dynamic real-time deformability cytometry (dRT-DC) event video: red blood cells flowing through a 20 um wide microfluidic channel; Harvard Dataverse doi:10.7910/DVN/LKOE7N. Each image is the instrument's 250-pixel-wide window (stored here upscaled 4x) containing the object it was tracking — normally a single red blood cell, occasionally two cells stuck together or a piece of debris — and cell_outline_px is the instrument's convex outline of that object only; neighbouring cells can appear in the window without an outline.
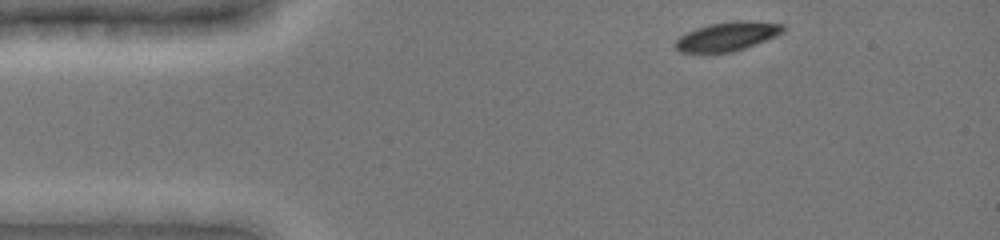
{"species": "common noctule bat (a hibernating species)", "species_latin": "Nyctalus noctula", "temperature_condition": "cold", "stored_images_in_passage": 40, "camera_frame_rate_fps": 3000, "um_per_image_px": 0.085, "animal": {"sex": "female", "body_mass_g": 19.0, "forearm_length_mm": 51.5}, "frame": {"image": 1, "passage_image": 1, "time_ms": 0.0, "image_size_px": [1000, 240], "cell_outline_px": [[784, 32], [776, 36], [756, 44], [732, 52], [680, 52], [676, 48], [676, 40], [680, 36], [696, 28], [708, 24], [740, 20], [744, 20], [784, 24]], "centroid_in_image_um": [61.85, 3.08], "position_along_channel_um": 23.2, "area_um2": 17.98}}
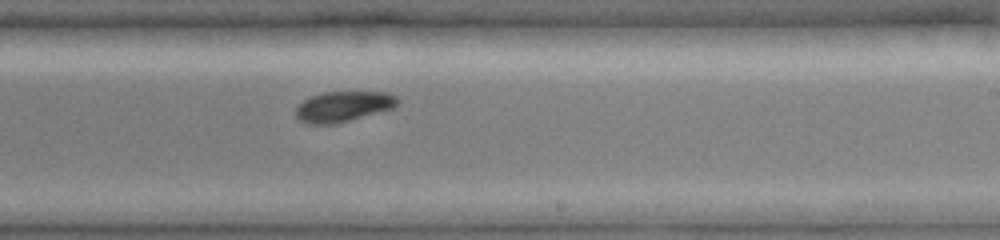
{"frame": {"image": 2, "passage_image": 24, "time_ms": 7.667, "image_size_px": [1000, 240], "cell_outline_px": [[400, 100], [392, 108], [336, 124], [304, 124], [296, 120], [296, 108], [304, 100], [312, 96], [324, 92], [388, 92], [396, 96]], "centroid_in_image_um": [29.14, 9.06], "position_along_channel_um": 259.9, "area_um2": 18.03}}
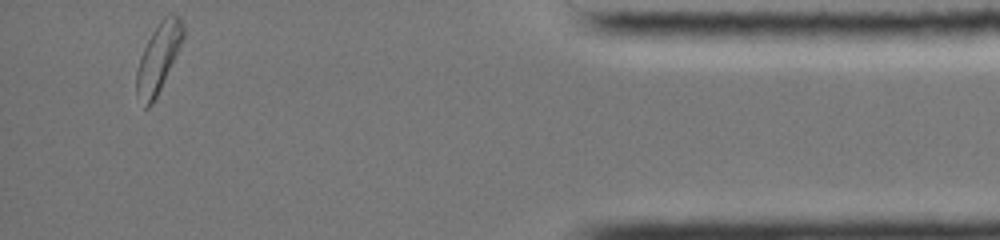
{"frame": {"image": 3, "passage_image": 40, "time_ms": 13.0, "image_size_px": [1000, 240], "cell_outline_px": [[184, 36], [160, 88], [152, 104], [148, 108], [144, 108], [136, 96], [136, 72], [140, 56], [152, 32], [160, 20], [164, 16], [172, 12], [180, 16], [184, 24]], "centroid_in_image_um": [13.44, 4.89], "position_along_channel_um": 421.8, "area_um2": 18.5}, "authors_computed_cell_mechanics": {"area_um2": 18.785, "velocity_mm_per_s": 3.8891, "shape_relaxation_time_tau1_ms": 1.7014, "shape_relaxation_time_tau2_ms": 7.0589, "deformation_change_tau1": 0.0807, "deformation_change_tau2": 0.0944}}